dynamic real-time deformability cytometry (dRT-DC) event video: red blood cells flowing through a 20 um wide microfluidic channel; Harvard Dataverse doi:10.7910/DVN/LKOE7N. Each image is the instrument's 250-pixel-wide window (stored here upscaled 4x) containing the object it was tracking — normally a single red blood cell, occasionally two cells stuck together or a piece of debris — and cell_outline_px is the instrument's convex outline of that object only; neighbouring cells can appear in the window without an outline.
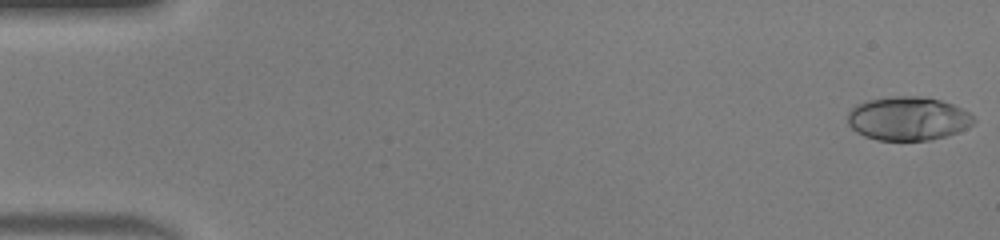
{"species": "human", "species_latin": "Homo sapiens", "temperature_condition": "warm", "stored_images_in_passage": 48, "camera_frame_rate_fps": 3000, "um_per_image_px": 0.085, "donor": {"sex": "male"}, "frame": {"image": 1, "passage_image": 1, "time_ms": 0.0, "image_size_px": [1000, 240], "cell_outline_px": [[976, 120], [972, 124], [956, 132], [944, 136], [928, 140], [876, 140], [864, 136], [856, 132], [848, 124], [848, 112], [856, 104], [868, 100], [892, 96], [924, 96], [940, 100], [952, 104], [968, 112]], "centroid_in_image_um": [77.14, 10.07], "position_along_channel_um": 7.9, "area_um2": 31.96}}
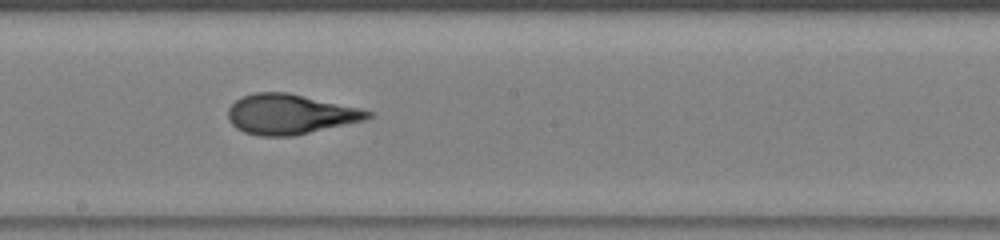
{"frame": {"image": 2, "passage_image": 27, "time_ms": 8.667, "image_size_px": [1000, 240], "cell_outline_px": [[372, 116], [364, 120], [292, 136], [260, 136], [244, 132], [236, 128], [228, 120], [228, 108], [240, 96], [256, 92], [288, 92], [360, 108], [372, 112]], "centroid_in_image_um": [24.61, 9.7], "position_along_channel_um": 223.6, "area_um2": 32.48}}
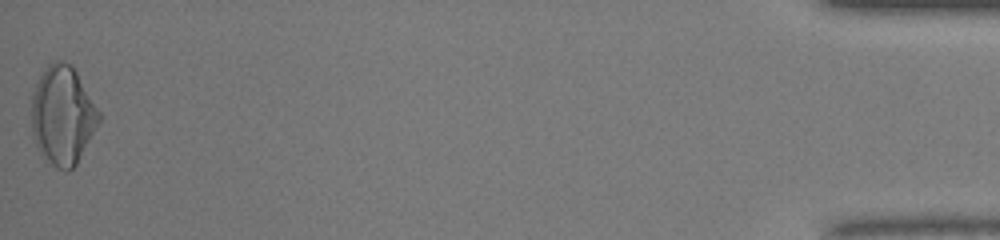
{"frame": {"image": 3, "passage_image": 48, "time_ms": 15.667, "image_size_px": [1000, 240], "cell_outline_px": [[104, 116], [76, 164], [68, 172], [56, 168], [48, 160], [36, 144], [32, 136], [32, 96], [36, 84], [40, 76], [48, 64], [52, 60], [64, 60], [72, 64]], "centroid_in_image_um": [5.37, 9.77], "position_along_channel_um": 429.8, "area_um2": 39.13}, "authors_computed_cell_mechanics": {"area_um2": 32.5125, "velocity_mm_per_s": 4.334, "shape_relaxation_time_tau1_ms": null, "shape_relaxation_time_tau2_ms": 0.7819, "deformation_change_tau1": null, "deformation_change_tau2": 0.0734}}